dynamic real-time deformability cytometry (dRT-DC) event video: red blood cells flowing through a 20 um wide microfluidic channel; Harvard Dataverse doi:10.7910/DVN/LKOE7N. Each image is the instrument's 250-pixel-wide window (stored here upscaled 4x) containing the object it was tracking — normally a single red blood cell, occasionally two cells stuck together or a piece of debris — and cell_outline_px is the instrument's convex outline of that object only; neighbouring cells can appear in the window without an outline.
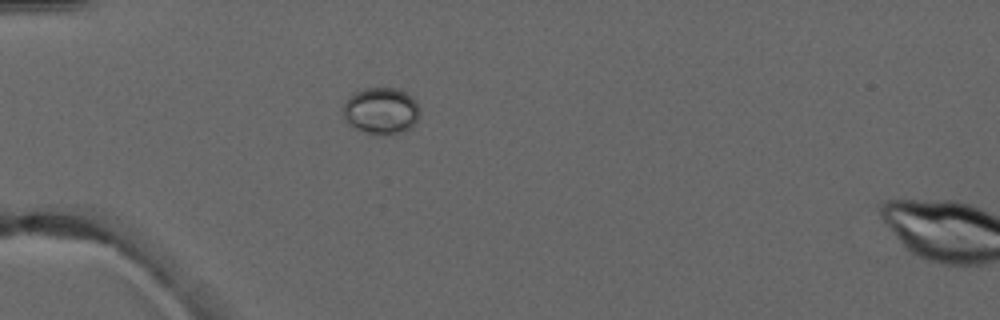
{"species": "common noctule bat (a hibernating species)", "species_latin": "Nyctalus noctula", "temperature_condition": "warm", "stored_images_in_passage": 4, "camera_frame_rate_fps": 3000, "um_per_image_px": 0.085, "animal": {"sex": "male", "forearm_length_mm": 52.5}, "frame": {"image": 1, "passage_image": 3, "time_ms": 3.333, "image_size_px": [1000, 320], "cell_outline_px": [[420, 116], [412, 128], [404, 132], [368, 132], [356, 128], [348, 124], [344, 120], [344, 104], [352, 92], [364, 88], [396, 88], [412, 96], [416, 100], [420, 108]], "centroid_in_image_um": [32.42, 9.38], "position_along_channel_um": 52.6, "area_um2": 20.69}}